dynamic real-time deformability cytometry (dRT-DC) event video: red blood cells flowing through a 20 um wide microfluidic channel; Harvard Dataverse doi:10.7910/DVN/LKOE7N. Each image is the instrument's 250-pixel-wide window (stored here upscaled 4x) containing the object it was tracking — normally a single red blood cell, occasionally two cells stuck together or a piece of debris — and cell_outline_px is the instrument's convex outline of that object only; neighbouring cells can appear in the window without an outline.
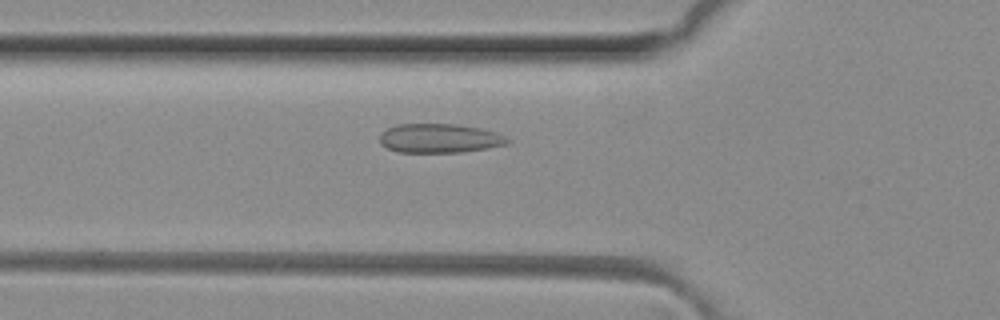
{"species": "common noctule bat (a hibernating species)", "species_latin": "Nyctalus noctula", "temperature_condition": "room temperature", "stored_images_in_passage": 44, "camera_frame_rate_fps": 3000, "um_per_image_px": 0.085, "animal": {"sex": "female", "body_mass_g": 29.2, "forearm_length_mm": 56.3}, "frame": {"image": 1, "passage_image": 17, "time_ms": 5.333, "image_size_px": [1000, 320], "cell_outline_px": [[512, 140], [508, 144], [488, 148], [460, 152], [396, 152], [380, 144], [380, 132], [396, 124], [452, 124], [480, 128], [496, 132]], "centroid_in_image_um": [37.35, 11.75], "position_along_channel_um": 88.4, "area_um2": 21.73}}
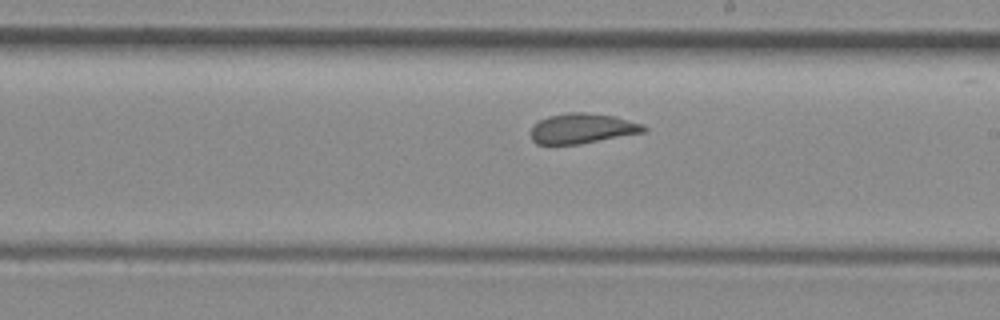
{"frame": {"image": 2, "passage_image": 28, "time_ms": 9.0, "image_size_px": [1000, 320], "cell_outline_px": [[648, 128], [644, 132], [580, 144], [536, 144], [532, 140], [528, 132], [540, 120], [548, 116], [568, 112], [588, 112], [616, 116], [644, 124]], "centroid_in_image_um": [49.49, 10.91], "position_along_channel_um": 239.5, "area_um2": 20.0}}
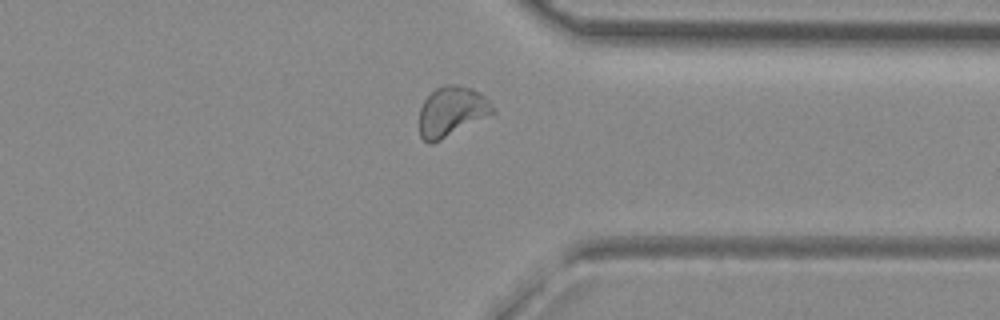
{"frame": {"image": 3, "passage_image": 38, "time_ms": 12.333, "image_size_px": [1000, 320], "cell_outline_px": [[496, 112], [432, 144], [428, 144], [420, 136], [420, 108], [424, 100], [436, 88], [444, 84], [456, 84], [472, 88], [484, 96], [496, 108]], "centroid_in_image_um": [38.39, 9.46], "position_along_channel_um": 373.0, "area_um2": 21.27}}